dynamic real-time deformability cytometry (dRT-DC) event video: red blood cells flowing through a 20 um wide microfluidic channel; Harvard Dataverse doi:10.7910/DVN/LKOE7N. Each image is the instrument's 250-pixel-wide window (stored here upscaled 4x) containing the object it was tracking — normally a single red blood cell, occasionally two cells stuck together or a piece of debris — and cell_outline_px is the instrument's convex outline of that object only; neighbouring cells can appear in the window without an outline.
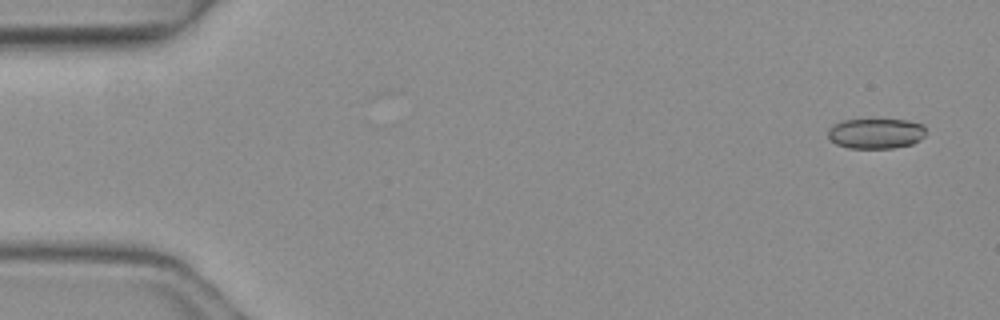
{"species": "common noctule bat (a hibernating species)", "species_latin": "Nyctalus noctula", "temperature_condition": "warm", "stored_images_in_passage": 4, "segment_of_instrument_passage": [2, 2], "camera_frame_rate_fps": 3000, "um_per_image_px": 0.085, "animal": {"sex": "female", "body_mass_g": 19.3, "forearm_length_mm": 54.1}, "frame": {"image": 1, "passage_image": 4, "time_ms": 1.0, "image_size_px": [1000, 320], "cell_outline_px": [[924, 136], [920, 140], [912, 144], [892, 148], [848, 148], [836, 144], [828, 136], [828, 128], [832, 124], [844, 120], [872, 116], [908, 120], [924, 124]], "centroid_in_image_um": [74.44, 11.28], "position_along_channel_um": 10.6, "area_um2": 18.21}}